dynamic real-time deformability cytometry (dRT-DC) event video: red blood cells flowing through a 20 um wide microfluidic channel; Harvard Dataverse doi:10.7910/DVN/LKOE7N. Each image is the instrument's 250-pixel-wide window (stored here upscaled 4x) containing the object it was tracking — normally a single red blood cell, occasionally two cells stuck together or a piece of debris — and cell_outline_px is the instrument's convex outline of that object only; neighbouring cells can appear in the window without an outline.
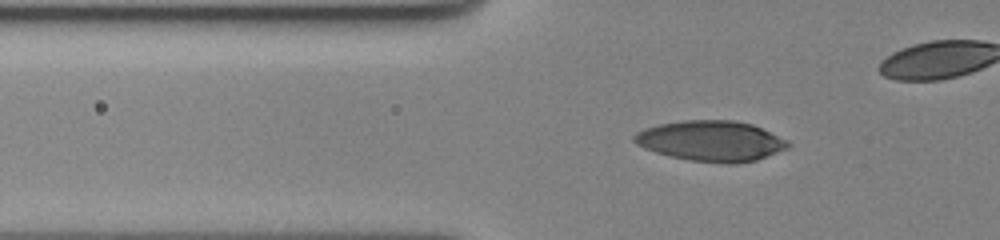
{"species": "human", "species_latin": "Homo sapiens", "temperature_condition": "cold", "stored_images_in_passage": 56, "camera_frame_rate_fps": 3000, "um_per_image_px": 0.085, "donor": {"sex": "female"}, "frame": {"image": 1, "passage_image": 24, "time_ms": 7.667, "image_size_px": [1000, 240], "cell_outline_px": [[792, 144], [788, 148], [756, 160], [736, 164], [728, 164], [692, 160], [668, 156], [644, 148], [636, 144], [632, 140], [632, 136], [636, 132], [644, 128], [660, 124], [684, 120], [732, 120], [752, 124], [788, 140]], "centroid_in_image_um": [60.43, 11.98], "position_along_channel_um": 65.4, "area_um2": 36.36}}
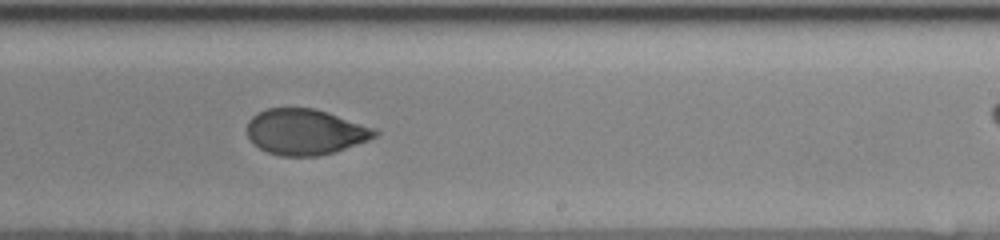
{"frame": {"image": 2, "passage_image": 42, "time_ms": 13.667, "image_size_px": [1000, 240], "cell_outline_px": [[380, 132], [376, 136], [368, 140], [336, 152], [316, 156], [280, 156], [268, 152], [252, 144], [248, 136], [248, 120], [252, 116], [268, 108], [312, 108], [328, 112], [376, 128]], "centroid_in_image_um": [25.97, 11.21], "position_along_channel_um": 263.0, "area_um2": 34.16}}
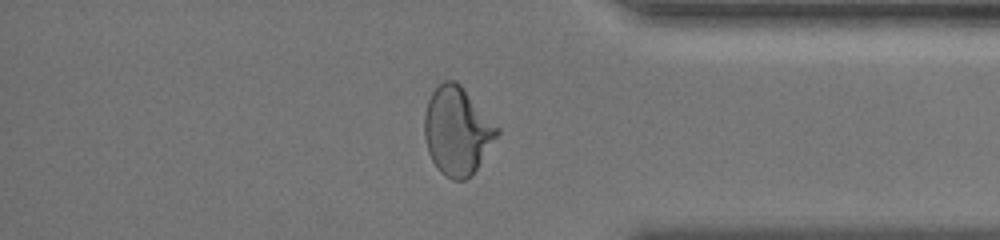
{"frame": {"image": 3, "passage_image": 54, "time_ms": 17.667, "image_size_px": [1000, 240], "cell_outline_px": [[500, 132], [472, 176], [464, 180], [452, 180], [444, 176], [436, 168], [428, 152], [424, 136], [424, 116], [428, 100], [432, 92], [444, 80], [456, 80], [460, 84], [500, 128]], "centroid_in_image_um": [38.86, 11.14], "position_along_channel_um": 396.3, "area_um2": 37.4}}